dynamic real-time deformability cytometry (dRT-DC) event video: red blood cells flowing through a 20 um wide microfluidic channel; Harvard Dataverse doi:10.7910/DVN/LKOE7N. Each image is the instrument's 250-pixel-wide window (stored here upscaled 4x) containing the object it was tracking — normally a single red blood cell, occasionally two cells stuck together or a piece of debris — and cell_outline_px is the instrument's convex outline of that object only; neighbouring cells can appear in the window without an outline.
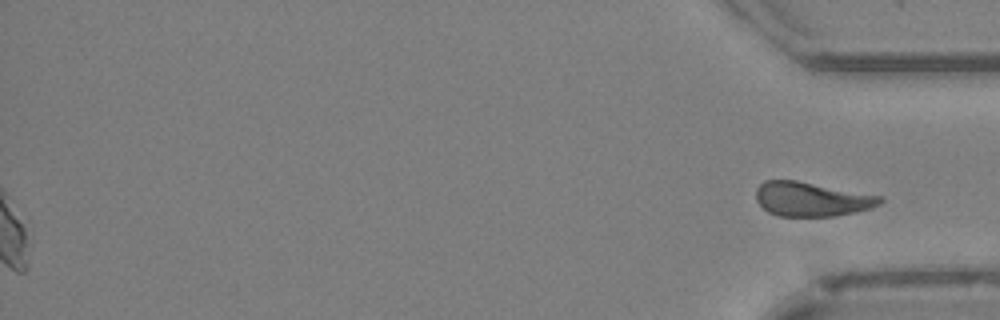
{"species": "Egyptian fruit bat (a non-hibernating species)", "species_latin": "Rousettus aegyptiacus", "temperature_condition": "cold", "stored_images_in_passage": 51, "segment_of_instrument_passage": [2, 2], "camera_frame_rate_fps": 3000, "um_per_image_px": 0.085, "animal": {"sex": "female"}, "frame": {"image": 1, "passage_image": 51, "time_ms": 16.667, "image_size_px": [1000, 320], "cell_outline_px": [[884, 200], [880, 204], [872, 208], [856, 212], [836, 216], [780, 216], [768, 212], [756, 200], [756, 188], [764, 180], [796, 180], [884, 196]], "centroid_in_image_um": [69.02, 16.92], "position_along_channel_um": 366.2, "area_um2": 24.97}}